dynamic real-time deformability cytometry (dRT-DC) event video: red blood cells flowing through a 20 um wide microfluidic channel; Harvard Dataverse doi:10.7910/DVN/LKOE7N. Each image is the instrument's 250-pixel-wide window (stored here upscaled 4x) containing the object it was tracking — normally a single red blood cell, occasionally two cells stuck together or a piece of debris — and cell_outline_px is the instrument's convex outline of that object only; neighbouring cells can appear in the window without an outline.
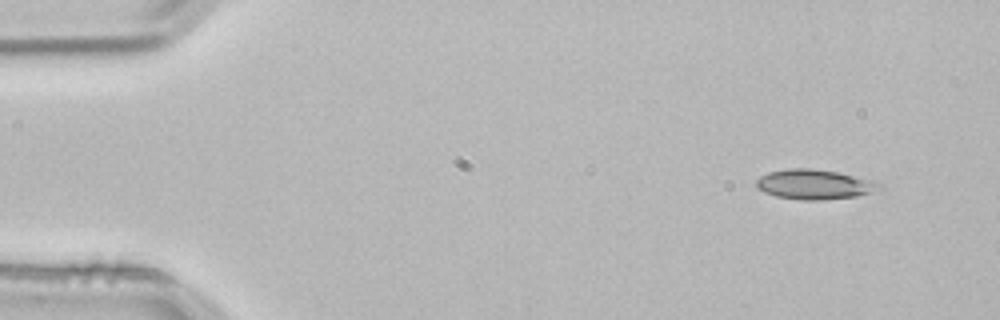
{"species": "common noctule bat (a hibernating species)", "species_latin": "Nyctalus noctula", "temperature_condition": "room temperature", "stored_images_in_passage": 3, "camera_frame_rate_fps": 3000, "um_per_image_px": 0.085, "animal": {"sex": "male", "body_mass_g": 21.5, "forearm_length_mm": 52.0}, "frame": {"image": 1, "passage_image": 1, "time_ms": 0.0, "image_size_px": [1000, 320], "cell_outline_px": [[884, 188], [872, 192], [856, 196], [824, 200], [800, 200], [776, 196], [764, 192], [756, 188], [756, 180], [760, 176], [768, 172], [788, 168], [812, 168], [836, 172], [876, 180]], "centroid_in_image_um": [69.23, 15.67], "position_along_channel_um": 15.8, "area_um2": 21.62}}